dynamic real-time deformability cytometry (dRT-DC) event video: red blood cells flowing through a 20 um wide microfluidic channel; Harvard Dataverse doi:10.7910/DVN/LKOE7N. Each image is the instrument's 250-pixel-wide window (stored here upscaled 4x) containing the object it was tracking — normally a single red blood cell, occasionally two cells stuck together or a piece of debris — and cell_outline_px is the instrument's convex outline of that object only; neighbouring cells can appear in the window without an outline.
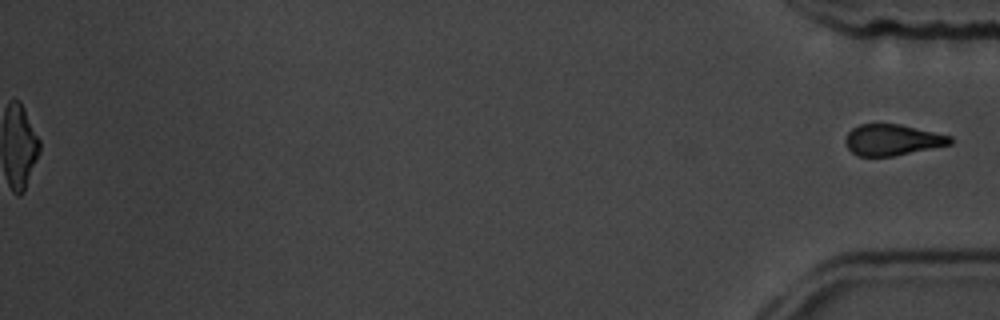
{"species": "common noctule bat (a hibernating species)", "species_latin": "Nyctalus noctula", "temperature_condition": "room temperature", "stored_images_in_passage": 53, "segment_of_instrument_passage": [2, 2], "camera_frame_rate_fps": 3000, "um_per_image_px": 0.085, "animal": {"sex": "male", "body_mass_g": 19.5, "forearm_length_mm": 54.6}, "frame": {"image": 1, "passage_image": 53, "time_ms": 17.333, "image_size_px": [1000, 320], "cell_outline_px": [[952, 144], [892, 156], [856, 156], [848, 148], [844, 140], [848, 132], [852, 128], [860, 124], [900, 124], [952, 136]], "centroid_in_image_um": [75.83, 11.89], "position_along_channel_um": 359.4, "area_um2": 18.9}}